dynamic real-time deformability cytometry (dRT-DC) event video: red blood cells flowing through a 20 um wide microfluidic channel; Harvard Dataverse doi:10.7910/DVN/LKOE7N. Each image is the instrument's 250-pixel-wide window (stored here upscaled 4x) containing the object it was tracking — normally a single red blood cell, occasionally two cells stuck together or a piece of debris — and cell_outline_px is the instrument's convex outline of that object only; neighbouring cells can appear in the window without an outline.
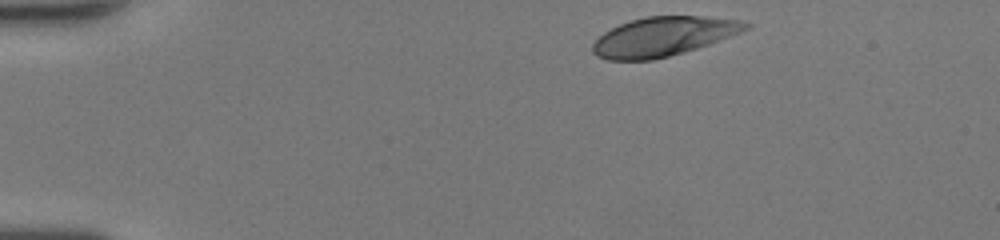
{"species": "human", "species_latin": "Homo sapiens", "temperature_condition": "room temperature", "stored_images_in_passage": 35, "camera_frame_rate_fps": 3000, "um_per_image_px": 0.085, "donor": {"sex": "female"}, "frame": {"image": 1, "passage_image": 1, "time_ms": 0.0, "image_size_px": [1000, 240], "cell_outline_px": [[752, 24], [748, 28], [740, 32], [708, 44], [684, 52], [652, 60], [608, 60], [596, 56], [592, 52], [592, 44], [604, 32], [620, 24], [644, 16], [704, 16], [744, 20]], "centroid_in_image_um": [56.38, 3.1], "position_along_channel_um": 28.6, "area_um2": 34.8}}
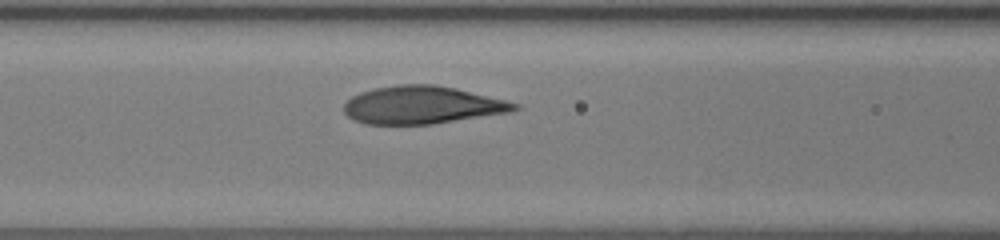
{"frame": {"image": 2, "passage_image": 14, "time_ms": 4.333, "image_size_px": [1000, 240], "cell_outline_px": [[520, 108], [512, 112], [432, 124], [364, 124], [352, 120], [344, 112], [344, 104], [352, 96], [360, 92], [376, 88], [396, 84], [436, 84], [504, 100], [520, 104]], "centroid_in_image_um": [35.86, 8.93], "position_along_channel_um": 130.7, "area_um2": 37.45}}
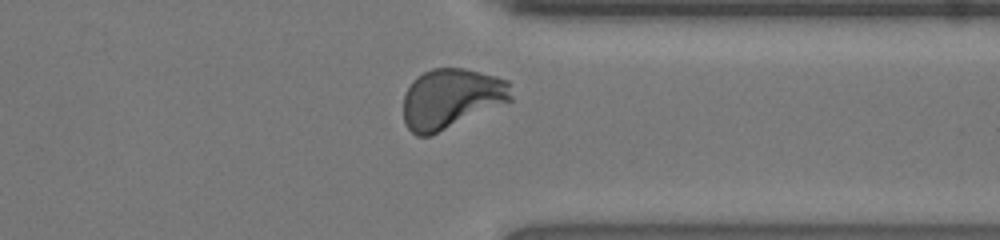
{"frame": {"image": 3, "passage_image": 31, "time_ms": 10.0, "image_size_px": [1000, 240], "cell_outline_px": [[512, 100], [428, 136], [416, 136], [404, 124], [404, 96], [412, 80], [416, 76], [432, 68], [464, 68], [496, 76], [508, 80], [512, 96]], "centroid_in_image_um": [38.33, 8.36], "position_along_channel_um": 373.1, "area_um2": 37.34}, "authors_computed_cell_mechanics": {"area_um2": 36.8764, "velocity_mm_per_s": 4.2816, "shape_relaxation_time_tau1_ms": 2.8303, "shape_relaxation_time_tau2_ms": null, "deformation_change_tau1": 0.1661, "deformation_change_tau2": null}}